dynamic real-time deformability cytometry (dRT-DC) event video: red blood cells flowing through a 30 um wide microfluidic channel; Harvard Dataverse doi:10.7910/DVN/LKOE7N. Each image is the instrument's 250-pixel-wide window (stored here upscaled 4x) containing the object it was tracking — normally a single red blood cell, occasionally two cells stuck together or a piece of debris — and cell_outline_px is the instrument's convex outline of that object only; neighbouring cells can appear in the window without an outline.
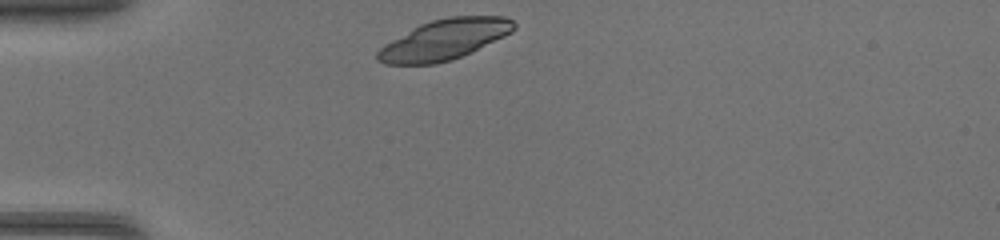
{"species": "common noctule bat (a hibernating species)", "species_latin": "Nyctalus noctula", "temperature_condition": "warm", "stored_images_in_passage": 30, "camera_frame_rate_fps": 3000, "um_per_image_px": 0.085, "animal": {"sex": "female", "body_mass_g": 17.0, "forearm_length_mm": 48.0}, "frame": {"image": 1, "passage_image": 1, "time_ms": 0.0, "image_size_px": [1000, 240], "cell_outline_px": [[516, 28], [512, 32], [504, 36], [452, 60], [436, 64], [384, 64], [376, 60], [376, 52], [384, 44], [412, 28], [420, 24], [432, 20], [452, 16], [504, 16], [512, 20], [516, 24]], "centroid_in_image_um": [37.74, 3.36], "position_along_channel_um": 47.3, "area_um2": 31.91}}